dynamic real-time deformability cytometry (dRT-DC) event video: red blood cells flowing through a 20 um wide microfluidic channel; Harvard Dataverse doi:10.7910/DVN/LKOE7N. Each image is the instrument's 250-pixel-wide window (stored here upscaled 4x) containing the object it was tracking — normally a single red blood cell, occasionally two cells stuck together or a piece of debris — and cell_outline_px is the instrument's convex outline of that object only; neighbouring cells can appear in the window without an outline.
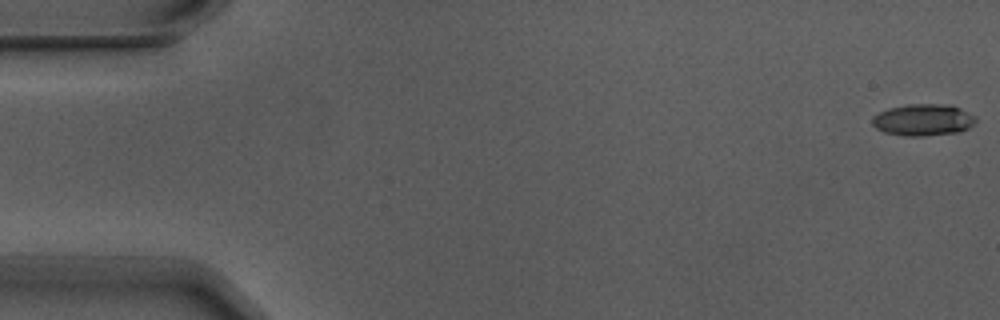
{"species": "Egyptian fruit bat (a non-hibernating species)", "species_latin": "Rousettus aegyptiacus", "temperature_condition": "warm", "stored_images_in_passage": 5, "camera_frame_rate_fps": 3000, "um_per_image_px": 0.085, "animal": {"sex": "male"}, "frame": {"image": 1, "passage_image": 1, "time_ms": 0.0, "image_size_px": [1000, 320], "cell_outline_px": [[976, 124], [960, 132], [924, 136], [904, 136], [884, 132], [876, 128], [872, 124], [872, 116], [888, 108], [904, 104], [948, 104], [960, 108], [976, 116]], "centroid_in_image_um": [78.48, 10.19], "position_along_channel_um": 6.5, "area_um2": 19.42}}